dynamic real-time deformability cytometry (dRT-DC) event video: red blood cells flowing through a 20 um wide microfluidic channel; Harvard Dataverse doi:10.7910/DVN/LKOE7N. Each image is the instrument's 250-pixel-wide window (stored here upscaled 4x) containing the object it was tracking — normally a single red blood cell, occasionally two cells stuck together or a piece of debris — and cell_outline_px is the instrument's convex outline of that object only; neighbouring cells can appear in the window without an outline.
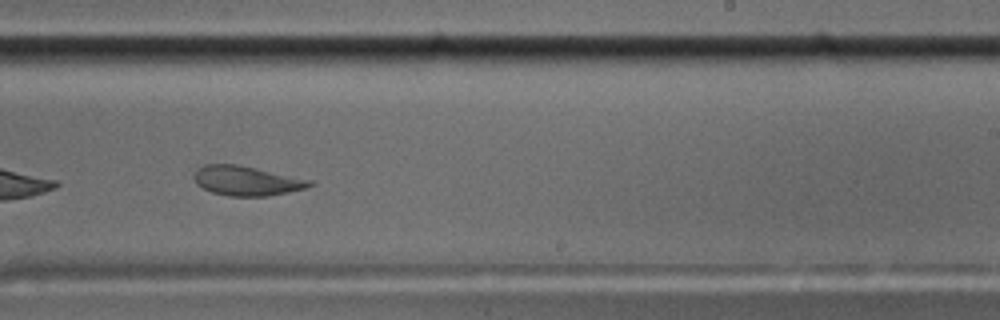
{"species": "common noctule bat (a hibernating species)", "species_latin": "Nyctalus noctula", "temperature_condition": "cold", "stored_images_in_passage": 40, "camera_frame_rate_fps": 3000, "um_per_image_px": 0.085, "animal": {"sex": "male", "body_mass_g": 17.5, "forearm_length_mm": 52.3}, "frame": {"image": 1, "passage_image": 18, "time_ms": 5.667, "image_size_px": [1000, 320], "cell_outline_px": [[316, 184], [304, 188], [288, 192], [268, 196], [228, 196], [212, 192], [196, 184], [192, 176], [192, 172], [196, 168], [204, 164], [236, 164], [256, 168], [312, 180]], "centroid_in_image_um": [20.91, 15.36], "position_along_channel_um": 268.1, "area_um2": 20.06}, "authors_computed_cell_mechanics": {"area_um2": 23.0044, "velocity_mm_per_s": 3.5693, "shape_relaxation_time_tau1_ms": null, "shape_relaxation_time_tau2_ms": 1.9195, "deformation_change_tau1": null, "deformation_change_tau2": 0.0672}}